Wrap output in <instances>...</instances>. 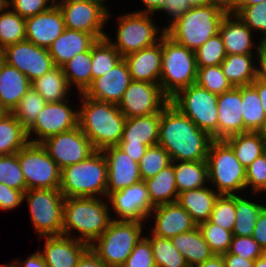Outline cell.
Returning <instances> with one entry per match:
<instances>
[{
  "label": "cell",
  "instance_id": "1",
  "mask_svg": "<svg viewBox=\"0 0 266 267\" xmlns=\"http://www.w3.org/2000/svg\"><path fill=\"white\" fill-rule=\"evenodd\" d=\"M212 137L170 102L161 111L158 144L173 162L206 161Z\"/></svg>",
  "mask_w": 266,
  "mask_h": 267
},
{
  "label": "cell",
  "instance_id": "2",
  "mask_svg": "<svg viewBox=\"0 0 266 267\" xmlns=\"http://www.w3.org/2000/svg\"><path fill=\"white\" fill-rule=\"evenodd\" d=\"M78 114V126L95 150L117 146L122 138L126 117L118 105L88 98L83 93Z\"/></svg>",
  "mask_w": 266,
  "mask_h": 267
},
{
  "label": "cell",
  "instance_id": "3",
  "mask_svg": "<svg viewBox=\"0 0 266 267\" xmlns=\"http://www.w3.org/2000/svg\"><path fill=\"white\" fill-rule=\"evenodd\" d=\"M109 207L100 197L65 198L62 235L73 238L71 232L76 230L80 236L74 238L90 246L113 219Z\"/></svg>",
  "mask_w": 266,
  "mask_h": 267
},
{
  "label": "cell",
  "instance_id": "4",
  "mask_svg": "<svg viewBox=\"0 0 266 267\" xmlns=\"http://www.w3.org/2000/svg\"><path fill=\"white\" fill-rule=\"evenodd\" d=\"M225 15L224 10L213 4L189 7L179 18L165 27V33L175 42L196 51L219 33V26Z\"/></svg>",
  "mask_w": 266,
  "mask_h": 267
},
{
  "label": "cell",
  "instance_id": "5",
  "mask_svg": "<svg viewBox=\"0 0 266 267\" xmlns=\"http://www.w3.org/2000/svg\"><path fill=\"white\" fill-rule=\"evenodd\" d=\"M59 190L65 198L107 196V163L103 152L96 150L82 162L63 168Z\"/></svg>",
  "mask_w": 266,
  "mask_h": 267
},
{
  "label": "cell",
  "instance_id": "6",
  "mask_svg": "<svg viewBox=\"0 0 266 267\" xmlns=\"http://www.w3.org/2000/svg\"><path fill=\"white\" fill-rule=\"evenodd\" d=\"M197 71L195 52L164 33L159 81L162 92L172 98L181 89L196 83Z\"/></svg>",
  "mask_w": 266,
  "mask_h": 267
},
{
  "label": "cell",
  "instance_id": "7",
  "mask_svg": "<svg viewBox=\"0 0 266 267\" xmlns=\"http://www.w3.org/2000/svg\"><path fill=\"white\" fill-rule=\"evenodd\" d=\"M142 229V222L112 219L89 248L107 267H121L142 238Z\"/></svg>",
  "mask_w": 266,
  "mask_h": 267
},
{
  "label": "cell",
  "instance_id": "8",
  "mask_svg": "<svg viewBox=\"0 0 266 267\" xmlns=\"http://www.w3.org/2000/svg\"><path fill=\"white\" fill-rule=\"evenodd\" d=\"M208 182L219 195H235L246 189L245 168L224 140H213L208 155Z\"/></svg>",
  "mask_w": 266,
  "mask_h": 267
},
{
  "label": "cell",
  "instance_id": "9",
  "mask_svg": "<svg viewBox=\"0 0 266 267\" xmlns=\"http://www.w3.org/2000/svg\"><path fill=\"white\" fill-rule=\"evenodd\" d=\"M218 95L194 83L178 91L170 103L182 114L191 119L196 126L217 140Z\"/></svg>",
  "mask_w": 266,
  "mask_h": 267
},
{
  "label": "cell",
  "instance_id": "10",
  "mask_svg": "<svg viewBox=\"0 0 266 267\" xmlns=\"http://www.w3.org/2000/svg\"><path fill=\"white\" fill-rule=\"evenodd\" d=\"M23 199L39 237L62 235L65 197L59 189H28Z\"/></svg>",
  "mask_w": 266,
  "mask_h": 267
},
{
  "label": "cell",
  "instance_id": "11",
  "mask_svg": "<svg viewBox=\"0 0 266 267\" xmlns=\"http://www.w3.org/2000/svg\"><path fill=\"white\" fill-rule=\"evenodd\" d=\"M151 15L133 11L118 17L116 41L112 42L108 34L105 37L122 57L150 47L160 41L161 36L165 33V28L162 29V33L157 38L159 29L153 23Z\"/></svg>",
  "mask_w": 266,
  "mask_h": 267
},
{
  "label": "cell",
  "instance_id": "12",
  "mask_svg": "<svg viewBox=\"0 0 266 267\" xmlns=\"http://www.w3.org/2000/svg\"><path fill=\"white\" fill-rule=\"evenodd\" d=\"M28 189H59L61 169L41 143L28 142L17 152Z\"/></svg>",
  "mask_w": 266,
  "mask_h": 267
},
{
  "label": "cell",
  "instance_id": "13",
  "mask_svg": "<svg viewBox=\"0 0 266 267\" xmlns=\"http://www.w3.org/2000/svg\"><path fill=\"white\" fill-rule=\"evenodd\" d=\"M63 15L67 29L84 31L93 34L97 39L107 33L103 26L108 22L109 10L97 0H61L56 3Z\"/></svg>",
  "mask_w": 266,
  "mask_h": 267
},
{
  "label": "cell",
  "instance_id": "14",
  "mask_svg": "<svg viewBox=\"0 0 266 267\" xmlns=\"http://www.w3.org/2000/svg\"><path fill=\"white\" fill-rule=\"evenodd\" d=\"M41 145L61 170L82 162L96 151L79 126L49 137Z\"/></svg>",
  "mask_w": 266,
  "mask_h": 267
},
{
  "label": "cell",
  "instance_id": "15",
  "mask_svg": "<svg viewBox=\"0 0 266 267\" xmlns=\"http://www.w3.org/2000/svg\"><path fill=\"white\" fill-rule=\"evenodd\" d=\"M170 99L159 84L132 80L118 107L126 118L161 113Z\"/></svg>",
  "mask_w": 266,
  "mask_h": 267
},
{
  "label": "cell",
  "instance_id": "16",
  "mask_svg": "<svg viewBox=\"0 0 266 267\" xmlns=\"http://www.w3.org/2000/svg\"><path fill=\"white\" fill-rule=\"evenodd\" d=\"M79 111H74L68 106V100L48 102L38 114L35 122L27 129L28 140L32 134L38 138L29 142L41 143L45 139L78 127Z\"/></svg>",
  "mask_w": 266,
  "mask_h": 267
},
{
  "label": "cell",
  "instance_id": "17",
  "mask_svg": "<svg viewBox=\"0 0 266 267\" xmlns=\"http://www.w3.org/2000/svg\"><path fill=\"white\" fill-rule=\"evenodd\" d=\"M5 62L23 74L32 83L55 67L48 49L24 40L3 49Z\"/></svg>",
  "mask_w": 266,
  "mask_h": 267
},
{
  "label": "cell",
  "instance_id": "18",
  "mask_svg": "<svg viewBox=\"0 0 266 267\" xmlns=\"http://www.w3.org/2000/svg\"><path fill=\"white\" fill-rule=\"evenodd\" d=\"M109 202L119 219L126 221H146L154 208L151 205L144 181L111 193Z\"/></svg>",
  "mask_w": 266,
  "mask_h": 267
},
{
  "label": "cell",
  "instance_id": "19",
  "mask_svg": "<svg viewBox=\"0 0 266 267\" xmlns=\"http://www.w3.org/2000/svg\"><path fill=\"white\" fill-rule=\"evenodd\" d=\"M107 163V197L125 187L142 181L139 163L132 160L117 146L102 150Z\"/></svg>",
  "mask_w": 266,
  "mask_h": 267
},
{
  "label": "cell",
  "instance_id": "20",
  "mask_svg": "<svg viewBox=\"0 0 266 267\" xmlns=\"http://www.w3.org/2000/svg\"><path fill=\"white\" fill-rule=\"evenodd\" d=\"M131 81L130 70L122 58L110 71L94 79L83 94L118 105Z\"/></svg>",
  "mask_w": 266,
  "mask_h": 267
},
{
  "label": "cell",
  "instance_id": "21",
  "mask_svg": "<svg viewBox=\"0 0 266 267\" xmlns=\"http://www.w3.org/2000/svg\"><path fill=\"white\" fill-rule=\"evenodd\" d=\"M66 29L63 15L55 4L48 11L25 19L26 40L48 49Z\"/></svg>",
  "mask_w": 266,
  "mask_h": 267
},
{
  "label": "cell",
  "instance_id": "22",
  "mask_svg": "<svg viewBox=\"0 0 266 267\" xmlns=\"http://www.w3.org/2000/svg\"><path fill=\"white\" fill-rule=\"evenodd\" d=\"M155 224L152 235L171 239L180 233L191 231L197 227L190 214L178 203L172 202L154 207Z\"/></svg>",
  "mask_w": 266,
  "mask_h": 267
},
{
  "label": "cell",
  "instance_id": "23",
  "mask_svg": "<svg viewBox=\"0 0 266 267\" xmlns=\"http://www.w3.org/2000/svg\"><path fill=\"white\" fill-rule=\"evenodd\" d=\"M217 140L244 132L241 86L218 95Z\"/></svg>",
  "mask_w": 266,
  "mask_h": 267
},
{
  "label": "cell",
  "instance_id": "24",
  "mask_svg": "<svg viewBox=\"0 0 266 267\" xmlns=\"http://www.w3.org/2000/svg\"><path fill=\"white\" fill-rule=\"evenodd\" d=\"M46 238L42 255L47 267H75L89 245L75 238L61 236H44Z\"/></svg>",
  "mask_w": 266,
  "mask_h": 267
},
{
  "label": "cell",
  "instance_id": "25",
  "mask_svg": "<svg viewBox=\"0 0 266 267\" xmlns=\"http://www.w3.org/2000/svg\"><path fill=\"white\" fill-rule=\"evenodd\" d=\"M130 70L131 78L159 84L162 60V36L158 43L127 54L123 57Z\"/></svg>",
  "mask_w": 266,
  "mask_h": 267
},
{
  "label": "cell",
  "instance_id": "26",
  "mask_svg": "<svg viewBox=\"0 0 266 267\" xmlns=\"http://www.w3.org/2000/svg\"><path fill=\"white\" fill-rule=\"evenodd\" d=\"M97 38L90 33L65 29L48 48L55 66L62 67L75 55L91 49Z\"/></svg>",
  "mask_w": 266,
  "mask_h": 267
},
{
  "label": "cell",
  "instance_id": "27",
  "mask_svg": "<svg viewBox=\"0 0 266 267\" xmlns=\"http://www.w3.org/2000/svg\"><path fill=\"white\" fill-rule=\"evenodd\" d=\"M219 34L227 55L253 54L252 31L236 14L226 13L219 26Z\"/></svg>",
  "mask_w": 266,
  "mask_h": 267
},
{
  "label": "cell",
  "instance_id": "28",
  "mask_svg": "<svg viewBox=\"0 0 266 267\" xmlns=\"http://www.w3.org/2000/svg\"><path fill=\"white\" fill-rule=\"evenodd\" d=\"M161 113L126 118L120 143L146 145L158 144Z\"/></svg>",
  "mask_w": 266,
  "mask_h": 267
},
{
  "label": "cell",
  "instance_id": "29",
  "mask_svg": "<svg viewBox=\"0 0 266 267\" xmlns=\"http://www.w3.org/2000/svg\"><path fill=\"white\" fill-rule=\"evenodd\" d=\"M28 77L17 68L5 63L0 71V105L12 112L25 93L31 88Z\"/></svg>",
  "mask_w": 266,
  "mask_h": 267
},
{
  "label": "cell",
  "instance_id": "30",
  "mask_svg": "<svg viewBox=\"0 0 266 267\" xmlns=\"http://www.w3.org/2000/svg\"><path fill=\"white\" fill-rule=\"evenodd\" d=\"M219 194L206 186L178 194L177 202L190 214L197 226L209 220Z\"/></svg>",
  "mask_w": 266,
  "mask_h": 267
},
{
  "label": "cell",
  "instance_id": "31",
  "mask_svg": "<svg viewBox=\"0 0 266 267\" xmlns=\"http://www.w3.org/2000/svg\"><path fill=\"white\" fill-rule=\"evenodd\" d=\"M171 241L174 247L185 258L189 267L202 264L214 256L198 226L191 231L172 237Z\"/></svg>",
  "mask_w": 266,
  "mask_h": 267
},
{
  "label": "cell",
  "instance_id": "32",
  "mask_svg": "<svg viewBox=\"0 0 266 267\" xmlns=\"http://www.w3.org/2000/svg\"><path fill=\"white\" fill-rule=\"evenodd\" d=\"M151 205L156 207L167 203L177 202L174 162L162 169L156 176L144 180Z\"/></svg>",
  "mask_w": 266,
  "mask_h": 267
},
{
  "label": "cell",
  "instance_id": "33",
  "mask_svg": "<svg viewBox=\"0 0 266 267\" xmlns=\"http://www.w3.org/2000/svg\"><path fill=\"white\" fill-rule=\"evenodd\" d=\"M253 54L227 55L220 64L223 74L233 87L251 85L256 80Z\"/></svg>",
  "mask_w": 266,
  "mask_h": 267
},
{
  "label": "cell",
  "instance_id": "34",
  "mask_svg": "<svg viewBox=\"0 0 266 267\" xmlns=\"http://www.w3.org/2000/svg\"><path fill=\"white\" fill-rule=\"evenodd\" d=\"M224 141L232 148L245 169L266 152L260 132L247 131L227 137Z\"/></svg>",
  "mask_w": 266,
  "mask_h": 267
},
{
  "label": "cell",
  "instance_id": "35",
  "mask_svg": "<svg viewBox=\"0 0 266 267\" xmlns=\"http://www.w3.org/2000/svg\"><path fill=\"white\" fill-rule=\"evenodd\" d=\"M29 142L27 129L11 112L0 117V155L17 153Z\"/></svg>",
  "mask_w": 266,
  "mask_h": 267
},
{
  "label": "cell",
  "instance_id": "36",
  "mask_svg": "<svg viewBox=\"0 0 266 267\" xmlns=\"http://www.w3.org/2000/svg\"><path fill=\"white\" fill-rule=\"evenodd\" d=\"M174 172L178 194L204 187L208 182L207 161H177Z\"/></svg>",
  "mask_w": 266,
  "mask_h": 267
},
{
  "label": "cell",
  "instance_id": "37",
  "mask_svg": "<svg viewBox=\"0 0 266 267\" xmlns=\"http://www.w3.org/2000/svg\"><path fill=\"white\" fill-rule=\"evenodd\" d=\"M31 86L47 103L65 101L70 89L63 68L58 66L34 80Z\"/></svg>",
  "mask_w": 266,
  "mask_h": 267
},
{
  "label": "cell",
  "instance_id": "38",
  "mask_svg": "<svg viewBox=\"0 0 266 267\" xmlns=\"http://www.w3.org/2000/svg\"><path fill=\"white\" fill-rule=\"evenodd\" d=\"M244 132H260L266 124V115L257 90L252 85L241 86Z\"/></svg>",
  "mask_w": 266,
  "mask_h": 267
},
{
  "label": "cell",
  "instance_id": "39",
  "mask_svg": "<svg viewBox=\"0 0 266 267\" xmlns=\"http://www.w3.org/2000/svg\"><path fill=\"white\" fill-rule=\"evenodd\" d=\"M91 65V49L75 55L66 62L62 68L69 87L75 84L77 91L80 94L84 93L92 83Z\"/></svg>",
  "mask_w": 266,
  "mask_h": 267
},
{
  "label": "cell",
  "instance_id": "40",
  "mask_svg": "<svg viewBox=\"0 0 266 267\" xmlns=\"http://www.w3.org/2000/svg\"><path fill=\"white\" fill-rule=\"evenodd\" d=\"M235 207L236 220L232 234L234 236L251 237L253 235L257 218L266 205H260L259 203L235 194Z\"/></svg>",
  "mask_w": 266,
  "mask_h": 267
},
{
  "label": "cell",
  "instance_id": "41",
  "mask_svg": "<svg viewBox=\"0 0 266 267\" xmlns=\"http://www.w3.org/2000/svg\"><path fill=\"white\" fill-rule=\"evenodd\" d=\"M122 58L106 37L97 39L91 47L92 81L110 71Z\"/></svg>",
  "mask_w": 266,
  "mask_h": 267
},
{
  "label": "cell",
  "instance_id": "42",
  "mask_svg": "<svg viewBox=\"0 0 266 267\" xmlns=\"http://www.w3.org/2000/svg\"><path fill=\"white\" fill-rule=\"evenodd\" d=\"M146 238L150 241L156 267H189L171 239L151 236V234Z\"/></svg>",
  "mask_w": 266,
  "mask_h": 267
},
{
  "label": "cell",
  "instance_id": "43",
  "mask_svg": "<svg viewBox=\"0 0 266 267\" xmlns=\"http://www.w3.org/2000/svg\"><path fill=\"white\" fill-rule=\"evenodd\" d=\"M26 40L25 19L13 10L0 13V49Z\"/></svg>",
  "mask_w": 266,
  "mask_h": 267
},
{
  "label": "cell",
  "instance_id": "44",
  "mask_svg": "<svg viewBox=\"0 0 266 267\" xmlns=\"http://www.w3.org/2000/svg\"><path fill=\"white\" fill-rule=\"evenodd\" d=\"M44 98L31 86L11 112L28 129L46 105Z\"/></svg>",
  "mask_w": 266,
  "mask_h": 267
},
{
  "label": "cell",
  "instance_id": "45",
  "mask_svg": "<svg viewBox=\"0 0 266 267\" xmlns=\"http://www.w3.org/2000/svg\"><path fill=\"white\" fill-rule=\"evenodd\" d=\"M171 163L170 155L162 146L159 144L149 146L139 162L142 181L156 176Z\"/></svg>",
  "mask_w": 266,
  "mask_h": 267
},
{
  "label": "cell",
  "instance_id": "46",
  "mask_svg": "<svg viewBox=\"0 0 266 267\" xmlns=\"http://www.w3.org/2000/svg\"><path fill=\"white\" fill-rule=\"evenodd\" d=\"M196 83L217 95L227 92L233 88L231 83L223 74L220 65L198 67Z\"/></svg>",
  "mask_w": 266,
  "mask_h": 267
},
{
  "label": "cell",
  "instance_id": "47",
  "mask_svg": "<svg viewBox=\"0 0 266 267\" xmlns=\"http://www.w3.org/2000/svg\"><path fill=\"white\" fill-rule=\"evenodd\" d=\"M194 52L197 67L220 65L227 56L219 33L212 36Z\"/></svg>",
  "mask_w": 266,
  "mask_h": 267
},
{
  "label": "cell",
  "instance_id": "48",
  "mask_svg": "<svg viewBox=\"0 0 266 267\" xmlns=\"http://www.w3.org/2000/svg\"><path fill=\"white\" fill-rule=\"evenodd\" d=\"M236 220L235 195H219L209 221L221 228L233 231Z\"/></svg>",
  "mask_w": 266,
  "mask_h": 267
},
{
  "label": "cell",
  "instance_id": "49",
  "mask_svg": "<svg viewBox=\"0 0 266 267\" xmlns=\"http://www.w3.org/2000/svg\"><path fill=\"white\" fill-rule=\"evenodd\" d=\"M0 183L26 192V182L18 161L17 153L0 155Z\"/></svg>",
  "mask_w": 266,
  "mask_h": 267
},
{
  "label": "cell",
  "instance_id": "50",
  "mask_svg": "<svg viewBox=\"0 0 266 267\" xmlns=\"http://www.w3.org/2000/svg\"><path fill=\"white\" fill-rule=\"evenodd\" d=\"M198 228L214 255L227 253L233 237L232 231L225 230L209 220L199 224Z\"/></svg>",
  "mask_w": 266,
  "mask_h": 267
},
{
  "label": "cell",
  "instance_id": "51",
  "mask_svg": "<svg viewBox=\"0 0 266 267\" xmlns=\"http://www.w3.org/2000/svg\"><path fill=\"white\" fill-rule=\"evenodd\" d=\"M236 14L251 31H260L262 35L261 43H266V2L256 5L236 6Z\"/></svg>",
  "mask_w": 266,
  "mask_h": 267
},
{
  "label": "cell",
  "instance_id": "52",
  "mask_svg": "<svg viewBox=\"0 0 266 267\" xmlns=\"http://www.w3.org/2000/svg\"><path fill=\"white\" fill-rule=\"evenodd\" d=\"M265 250L253 239L247 236H234L232 237L227 253L241 256L248 260H256Z\"/></svg>",
  "mask_w": 266,
  "mask_h": 267
},
{
  "label": "cell",
  "instance_id": "53",
  "mask_svg": "<svg viewBox=\"0 0 266 267\" xmlns=\"http://www.w3.org/2000/svg\"><path fill=\"white\" fill-rule=\"evenodd\" d=\"M246 187L252 192L266 191V152L256 158L246 169Z\"/></svg>",
  "mask_w": 266,
  "mask_h": 267
},
{
  "label": "cell",
  "instance_id": "54",
  "mask_svg": "<svg viewBox=\"0 0 266 267\" xmlns=\"http://www.w3.org/2000/svg\"><path fill=\"white\" fill-rule=\"evenodd\" d=\"M121 267H156L150 241L144 235Z\"/></svg>",
  "mask_w": 266,
  "mask_h": 267
},
{
  "label": "cell",
  "instance_id": "55",
  "mask_svg": "<svg viewBox=\"0 0 266 267\" xmlns=\"http://www.w3.org/2000/svg\"><path fill=\"white\" fill-rule=\"evenodd\" d=\"M53 5L51 0H9V7L24 19L48 11Z\"/></svg>",
  "mask_w": 266,
  "mask_h": 267
},
{
  "label": "cell",
  "instance_id": "56",
  "mask_svg": "<svg viewBox=\"0 0 266 267\" xmlns=\"http://www.w3.org/2000/svg\"><path fill=\"white\" fill-rule=\"evenodd\" d=\"M211 0H165L160 11L171 17L172 22L179 18L189 7L210 5Z\"/></svg>",
  "mask_w": 266,
  "mask_h": 267
},
{
  "label": "cell",
  "instance_id": "57",
  "mask_svg": "<svg viewBox=\"0 0 266 267\" xmlns=\"http://www.w3.org/2000/svg\"><path fill=\"white\" fill-rule=\"evenodd\" d=\"M24 192L0 183V209L13 210L23 201Z\"/></svg>",
  "mask_w": 266,
  "mask_h": 267
},
{
  "label": "cell",
  "instance_id": "58",
  "mask_svg": "<svg viewBox=\"0 0 266 267\" xmlns=\"http://www.w3.org/2000/svg\"><path fill=\"white\" fill-rule=\"evenodd\" d=\"M252 237L266 251V207L257 218Z\"/></svg>",
  "mask_w": 266,
  "mask_h": 267
},
{
  "label": "cell",
  "instance_id": "59",
  "mask_svg": "<svg viewBox=\"0 0 266 267\" xmlns=\"http://www.w3.org/2000/svg\"><path fill=\"white\" fill-rule=\"evenodd\" d=\"M256 54L260 64L259 67H256V79L263 83H266V43H259L257 44Z\"/></svg>",
  "mask_w": 266,
  "mask_h": 267
},
{
  "label": "cell",
  "instance_id": "60",
  "mask_svg": "<svg viewBox=\"0 0 266 267\" xmlns=\"http://www.w3.org/2000/svg\"><path fill=\"white\" fill-rule=\"evenodd\" d=\"M117 147L138 163L148 148L146 145H135L130 143H119Z\"/></svg>",
  "mask_w": 266,
  "mask_h": 267
},
{
  "label": "cell",
  "instance_id": "61",
  "mask_svg": "<svg viewBox=\"0 0 266 267\" xmlns=\"http://www.w3.org/2000/svg\"><path fill=\"white\" fill-rule=\"evenodd\" d=\"M15 261L13 260V263L11 262L8 265L10 267H47L39 250L27 257L25 262H21L19 259Z\"/></svg>",
  "mask_w": 266,
  "mask_h": 267
},
{
  "label": "cell",
  "instance_id": "62",
  "mask_svg": "<svg viewBox=\"0 0 266 267\" xmlns=\"http://www.w3.org/2000/svg\"><path fill=\"white\" fill-rule=\"evenodd\" d=\"M222 256L226 267H254L255 260H248L231 253H224Z\"/></svg>",
  "mask_w": 266,
  "mask_h": 267
},
{
  "label": "cell",
  "instance_id": "63",
  "mask_svg": "<svg viewBox=\"0 0 266 267\" xmlns=\"http://www.w3.org/2000/svg\"><path fill=\"white\" fill-rule=\"evenodd\" d=\"M75 267H107L89 248L78 260Z\"/></svg>",
  "mask_w": 266,
  "mask_h": 267
},
{
  "label": "cell",
  "instance_id": "64",
  "mask_svg": "<svg viewBox=\"0 0 266 267\" xmlns=\"http://www.w3.org/2000/svg\"><path fill=\"white\" fill-rule=\"evenodd\" d=\"M141 2L146 9L137 12L153 14L161 10L165 0H141Z\"/></svg>",
  "mask_w": 266,
  "mask_h": 267
},
{
  "label": "cell",
  "instance_id": "65",
  "mask_svg": "<svg viewBox=\"0 0 266 267\" xmlns=\"http://www.w3.org/2000/svg\"><path fill=\"white\" fill-rule=\"evenodd\" d=\"M211 3L226 13H233L236 9L238 0H211Z\"/></svg>",
  "mask_w": 266,
  "mask_h": 267
},
{
  "label": "cell",
  "instance_id": "66",
  "mask_svg": "<svg viewBox=\"0 0 266 267\" xmlns=\"http://www.w3.org/2000/svg\"><path fill=\"white\" fill-rule=\"evenodd\" d=\"M258 92L262 107L266 115V83L258 81L257 79L251 84Z\"/></svg>",
  "mask_w": 266,
  "mask_h": 267
},
{
  "label": "cell",
  "instance_id": "67",
  "mask_svg": "<svg viewBox=\"0 0 266 267\" xmlns=\"http://www.w3.org/2000/svg\"><path fill=\"white\" fill-rule=\"evenodd\" d=\"M193 267H226L222 255H214L210 259L206 260L202 264Z\"/></svg>",
  "mask_w": 266,
  "mask_h": 267
},
{
  "label": "cell",
  "instance_id": "68",
  "mask_svg": "<svg viewBox=\"0 0 266 267\" xmlns=\"http://www.w3.org/2000/svg\"><path fill=\"white\" fill-rule=\"evenodd\" d=\"M261 2H266V0H238L237 6L256 5Z\"/></svg>",
  "mask_w": 266,
  "mask_h": 267
},
{
  "label": "cell",
  "instance_id": "69",
  "mask_svg": "<svg viewBox=\"0 0 266 267\" xmlns=\"http://www.w3.org/2000/svg\"><path fill=\"white\" fill-rule=\"evenodd\" d=\"M254 267H266V251L255 260Z\"/></svg>",
  "mask_w": 266,
  "mask_h": 267
},
{
  "label": "cell",
  "instance_id": "70",
  "mask_svg": "<svg viewBox=\"0 0 266 267\" xmlns=\"http://www.w3.org/2000/svg\"><path fill=\"white\" fill-rule=\"evenodd\" d=\"M5 9H9V0H0V13L4 12Z\"/></svg>",
  "mask_w": 266,
  "mask_h": 267
},
{
  "label": "cell",
  "instance_id": "71",
  "mask_svg": "<svg viewBox=\"0 0 266 267\" xmlns=\"http://www.w3.org/2000/svg\"><path fill=\"white\" fill-rule=\"evenodd\" d=\"M5 54H4V51L3 49H0V71L3 67V65L5 64Z\"/></svg>",
  "mask_w": 266,
  "mask_h": 267
},
{
  "label": "cell",
  "instance_id": "72",
  "mask_svg": "<svg viewBox=\"0 0 266 267\" xmlns=\"http://www.w3.org/2000/svg\"><path fill=\"white\" fill-rule=\"evenodd\" d=\"M262 138H263V142H264V147L266 150V124L265 126L262 128V130L260 131Z\"/></svg>",
  "mask_w": 266,
  "mask_h": 267
},
{
  "label": "cell",
  "instance_id": "73",
  "mask_svg": "<svg viewBox=\"0 0 266 267\" xmlns=\"http://www.w3.org/2000/svg\"><path fill=\"white\" fill-rule=\"evenodd\" d=\"M6 111L1 107L0 105V117L5 113Z\"/></svg>",
  "mask_w": 266,
  "mask_h": 267
},
{
  "label": "cell",
  "instance_id": "74",
  "mask_svg": "<svg viewBox=\"0 0 266 267\" xmlns=\"http://www.w3.org/2000/svg\"><path fill=\"white\" fill-rule=\"evenodd\" d=\"M0 267H10L8 264L0 265Z\"/></svg>",
  "mask_w": 266,
  "mask_h": 267
},
{
  "label": "cell",
  "instance_id": "75",
  "mask_svg": "<svg viewBox=\"0 0 266 267\" xmlns=\"http://www.w3.org/2000/svg\"><path fill=\"white\" fill-rule=\"evenodd\" d=\"M97 1H100V2H102L104 4L106 0H97Z\"/></svg>",
  "mask_w": 266,
  "mask_h": 267
},
{
  "label": "cell",
  "instance_id": "76",
  "mask_svg": "<svg viewBox=\"0 0 266 267\" xmlns=\"http://www.w3.org/2000/svg\"><path fill=\"white\" fill-rule=\"evenodd\" d=\"M51 1H52V3H53V4H56V3H57V1H56V0H51Z\"/></svg>",
  "mask_w": 266,
  "mask_h": 267
}]
</instances>
